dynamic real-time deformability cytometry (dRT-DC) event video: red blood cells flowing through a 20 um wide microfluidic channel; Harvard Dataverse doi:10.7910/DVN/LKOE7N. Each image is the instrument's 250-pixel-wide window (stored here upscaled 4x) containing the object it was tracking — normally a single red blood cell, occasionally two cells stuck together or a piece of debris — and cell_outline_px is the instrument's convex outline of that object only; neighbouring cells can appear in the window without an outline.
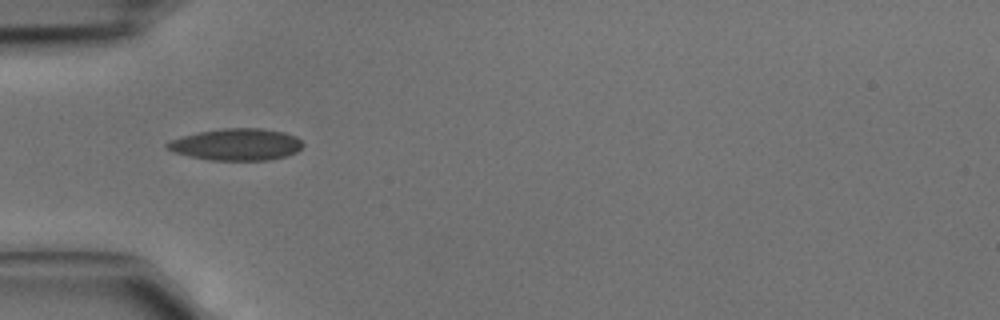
{"species": "common noctule bat (a hibernating species)", "species_latin": "Nyctalus noctula", "temperature_condition": "cold", "stored_images_in_passage": 3, "camera_frame_rate_fps": 3000, "um_per_image_px": 0.085, "animal": {"sex": "male", "body_mass_g": 15.6}, "frame": {"image": 1, "passage_image": 3, "time_ms": 0.667, "image_size_px": [1000, 320], "cell_outline_px": [[304, 144], [296, 152], [288, 156], [268, 160], [208, 160], [176, 152], [164, 148], [164, 144], [172, 140], [184, 136], [200, 132], [224, 128], [260, 128], [284, 132], [296, 136]], "centroid_in_image_um": [20.13, 12.28], "position_along_channel_um": 64.9, "area_um2": 24.97}}